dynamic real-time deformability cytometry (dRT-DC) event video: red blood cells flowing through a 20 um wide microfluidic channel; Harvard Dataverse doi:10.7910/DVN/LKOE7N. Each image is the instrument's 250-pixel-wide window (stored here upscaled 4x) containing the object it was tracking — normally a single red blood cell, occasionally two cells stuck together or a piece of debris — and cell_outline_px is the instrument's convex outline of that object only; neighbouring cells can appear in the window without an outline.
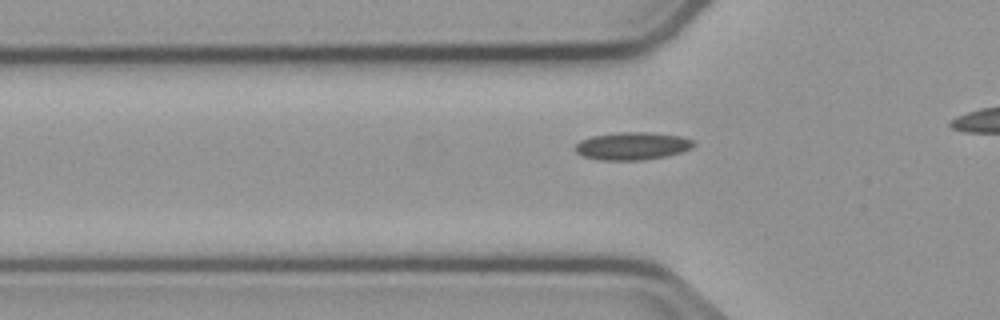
{"species": "common noctule bat (a hibernating species)", "species_latin": "Nyctalus noctula", "temperature_condition": "cold", "stored_images_in_passage": 39, "camera_frame_rate_fps": 3000, "um_per_image_px": 0.085, "animal": {"sex": "male", "body_mass_g": 23.1, "forearm_length_mm": 52.7}, "frame": {"image": 1, "passage_image": 13, "time_ms": 4.0, "image_size_px": [1000, 320], "cell_outline_px": [[696, 144], [692, 148], [680, 152], [664, 156], [644, 160], [600, 160], [580, 156], [576, 152], [576, 144], [580, 140], [592, 136], [620, 132], [648, 132], [680, 136], [692, 140]], "centroid_in_image_um": [53.72, 12.41], "position_along_channel_um": 72.1, "area_um2": 19.07}}
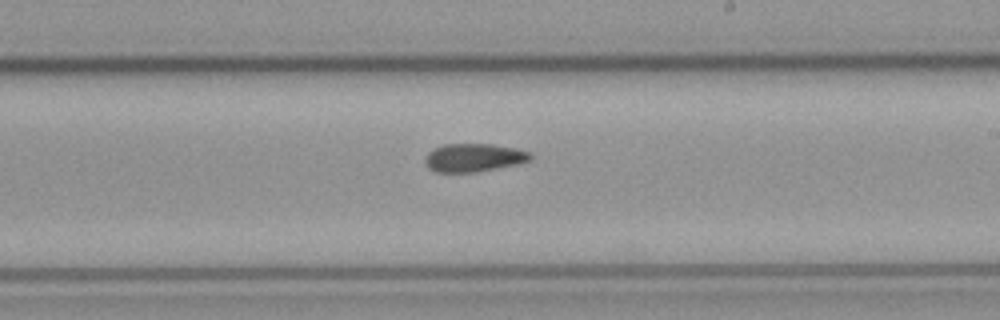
{"frame": {"image": 2, "passage_image": 27, "time_ms": 8.667, "image_size_px": [1000, 320], "cell_outline_px": [[532, 160], [520, 164], [476, 172], [436, 172], [428, 168], [424, 164], [424, 156], [432, 148], [444, 144], [492, 144], [516, 148], [532, 152]], "centroid_in_image_um": [40.27, 13.4], "position_along_channel_um": 248.7, "area_um2": 17.74}}
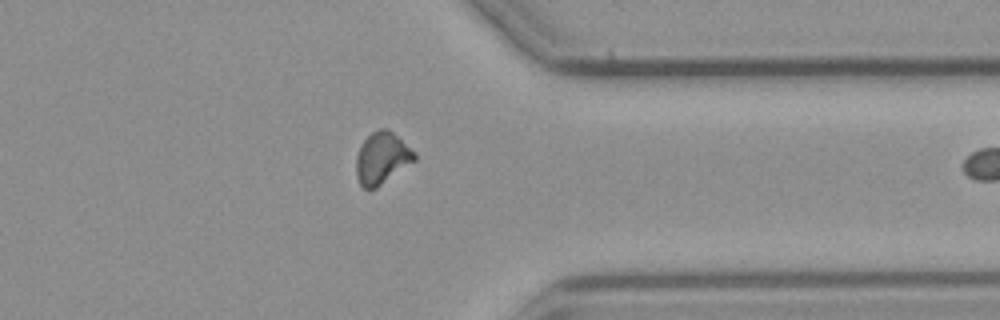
{"frame": {"image": 3, "passage_image": 38, "time_ms": 12.333, "image_size_px": [1000, 320], "cell_outline_px": [[416, 160], [376, 188], [364, 188], [360, 184], [356, 176], [356, 156], [364, 140], [372, 132], [380, 128], [388, 128], [416, 152]], "centroid_in_image_um": [32.48, 13.43], "position_along_channel_um": 378.9, "area_um2": 17.51}}